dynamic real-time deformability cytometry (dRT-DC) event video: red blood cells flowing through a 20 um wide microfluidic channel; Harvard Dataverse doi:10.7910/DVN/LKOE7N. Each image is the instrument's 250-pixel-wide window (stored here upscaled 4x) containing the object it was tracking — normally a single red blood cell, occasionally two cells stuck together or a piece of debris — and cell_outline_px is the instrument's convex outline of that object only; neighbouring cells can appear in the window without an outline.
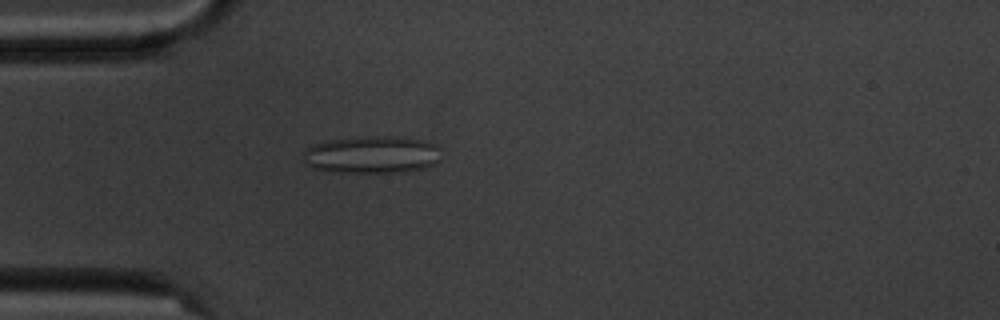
{"species": "common noctule bat (a hibernating species)", "species_latin": "Nyctalus noctula", "temperature_condition": "cold", "stored_images_in_passage": 4, "camera_frame_rate_fps": 3000, "um_per_image_px": 0.085, "animal": {"sex": "male", "body_mass_g": 20.1, "forearm_length_mm": 53.5}, "frame": {"image": 1, "passage_image": 4, "time_ms": 4.333, "image_size_px": [1000, 320], "cell_outline_px": [[440, 160], [436, 164], [424, 168], [400, 172], [332, 172], [312, 168], [304, 164], [304, 148], [312, 144], [328, 140], [376, 136], [404, 136], [428, 140], [436, 144], [440, 148]], "centroid_in_image_um": [31.65, 13.14], "position_along_channel_um": 53.4, "area_um2": 30.63}}